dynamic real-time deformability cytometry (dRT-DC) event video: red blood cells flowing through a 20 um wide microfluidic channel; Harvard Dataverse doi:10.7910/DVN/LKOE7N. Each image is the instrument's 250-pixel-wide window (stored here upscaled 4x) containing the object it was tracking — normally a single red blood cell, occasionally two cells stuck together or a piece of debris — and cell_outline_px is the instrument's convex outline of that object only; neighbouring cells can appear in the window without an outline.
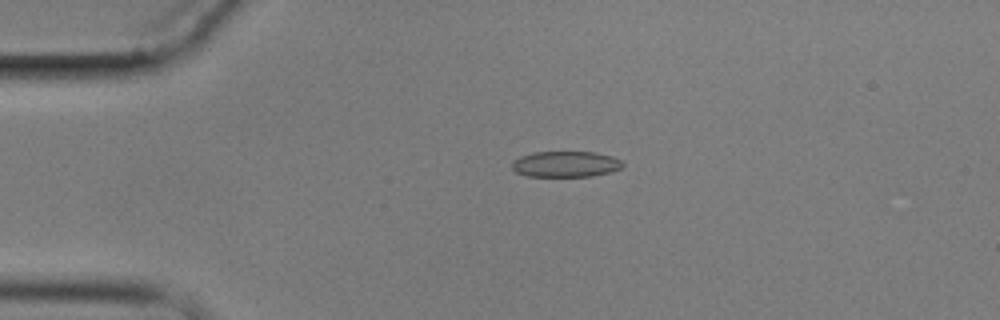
{"species": "common noctule bat (a hibernating species)", "species_latin": "Nyctalus noctula", "temperature_condition": "cold", "stored_images_in_passage": 6, "camera_frame_rate_fps": 3000, "um_per_image_px": 0.085, "animal": {"sex": "male", "body_mass_g": 17.9}, "frame": {"image": 1, "passage_image": 3, "time_ms": 3.0, "image_size_px": [1000, 320], "cell_outline_px": [[624, 164], [620, 168], [612, 172], [592, 176], [528, 176], [516, 172], [512, 168], [512, 164], [520, 156], [536, 152], [596, 152], [612, 156], [620, 160]], "centroid_in_image_um": [48.11, 13.95], "position_along_channel_um": 36.9, "area_um2": 16.59}}
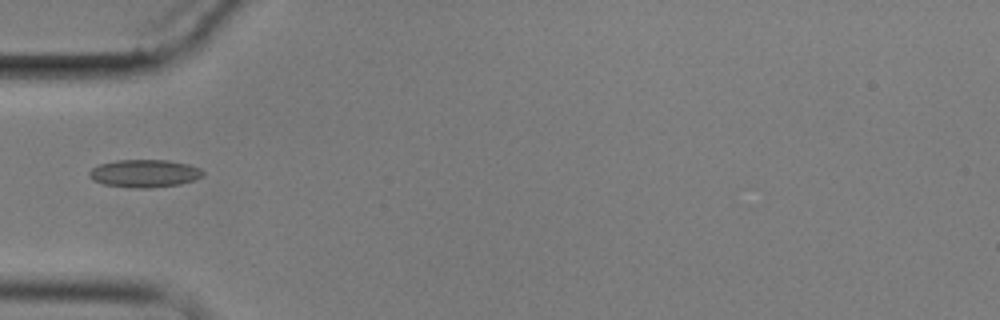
{"frame": {"image": 2, "passage_image": 5, "time_ms": 5.0, "image_size_px": [1000, 320], "cell_outline_px": [[204, 172], [200, 176], [192, 180], [180, 184], [148, 188], [136, 188], [104, 184], [92, 180], [88, 176], [88, 172], [92, 168], [100, 164], [116, 160], [168, 160], [188, 164], [200, 168]], "centroid_in_image_um": [12.24, 14.73], "position_along_channel_um": 72.8, "area_um2": 18.26}}
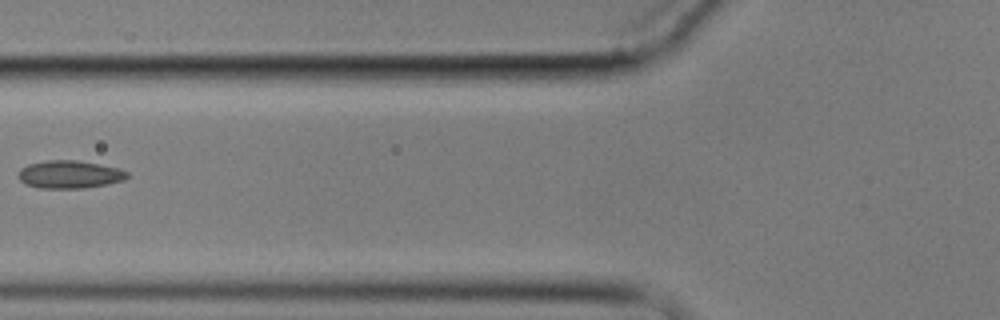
{"frame": {"image": 3, "passage_image": 6, "time_ms": 6.333, "image_size_px": [1000, 320], "cell_outline_px": [[128, 176], [124, 180], [84, 188], [40, 188], [24, 184], [16, 176], [20, 168], [28, 164], [48, 160], [76, 160], [116, 168], [128, 172]], "centroid_in_image_um": [5.83, 14.83], "position_along_channel_um": 120.0, "area_um2": 17.51}}